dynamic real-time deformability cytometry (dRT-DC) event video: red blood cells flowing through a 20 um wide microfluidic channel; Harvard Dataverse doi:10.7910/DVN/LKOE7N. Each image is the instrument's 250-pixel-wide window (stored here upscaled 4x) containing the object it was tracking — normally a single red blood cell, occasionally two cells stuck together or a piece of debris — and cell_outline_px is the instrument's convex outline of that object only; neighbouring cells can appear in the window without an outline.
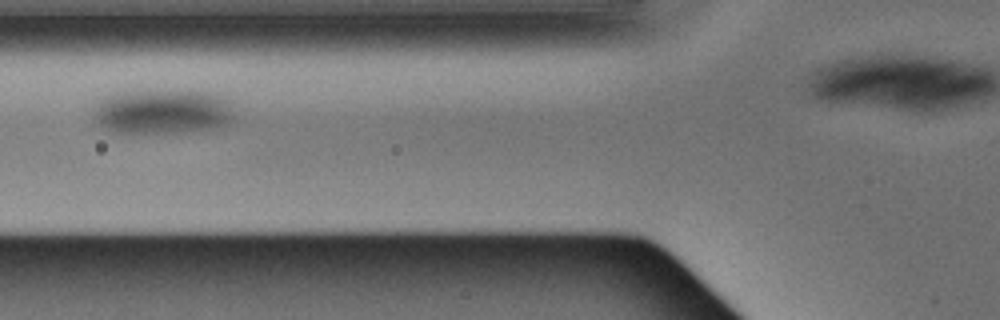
{"species": "Egyptian fruit bat (a non-hibernating species)", "species_latin": "Rousettus aegyptiacus", "temperature_condition": "warm", "stored_images_in_passage": 4, "camera_frame_rate_fps": 3000, "um_per_image_px": 0.085, "animal": {"sex": "male"}, "frame": {"image": 1, "passage_image": 4, "time_ms": 1.0, "image_size_px": [1000, 320], "cell_outline_px": [[232, 120], [228, 124], [212, 128], [172, 132], [120, 132], [108, 128], [100, 124], [96, 116], [108, 100], [116, 92], [188, 92], [208, 96], [216, 100]], "centroid_in_image_um": [13.73, 9.55], "position_along_channel_um": 112.1, "area_um2": 32.54}}